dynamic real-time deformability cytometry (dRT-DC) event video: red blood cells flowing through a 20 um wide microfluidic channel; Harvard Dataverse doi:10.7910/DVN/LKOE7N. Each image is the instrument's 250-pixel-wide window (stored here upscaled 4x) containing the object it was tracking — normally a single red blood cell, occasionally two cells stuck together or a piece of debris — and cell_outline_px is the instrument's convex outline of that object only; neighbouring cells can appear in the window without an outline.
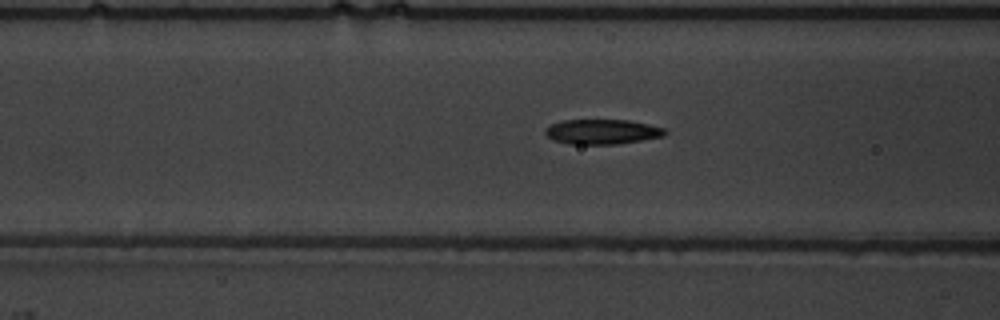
{"species": "common noctule bat (a hibernating species)", "species_latin": "Nyctalus noctula", "temperature_condition": "warm", "stored_images_in_passage": 33, "camera_frame_rate_fps": 3000, "um_per_image_px": 0.085, "animal": {"sex": "male", "body_mass_g": 19.5, "forearm_length_mm": 54.6}, "frame": {"image": 1, "passage_image": 8, "time_ms": 2.333, "image_size_px": [1000, 320], "cell_outline_px": [[668, 132], [664, 136], [616, 144], [568, 144], [552, 140], [544, 132], [544, 128], [552, 124], [564, 120], [628, 120], [648, 124], [664, 128]], "centroid_in_image_um": [51.16, 11.2], "position_along_channel_um": 115.4, "area_um2": 17.34}}
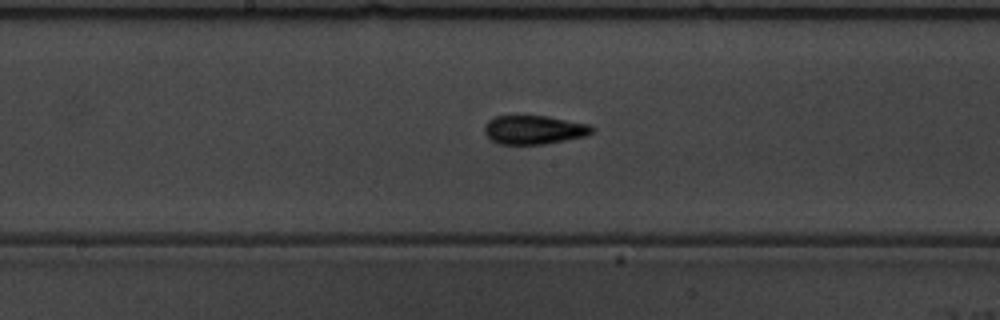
{"frame": {"image": 2, "passage_image": 15, "time_ms": 4.667, "image_size_px": [1000, 320], "cell_outline_px": [[592, 132], [584, 136], [544, 144], [500, 144], [492, 140], [484, 132], [484, 124], [488, 120], [496, 116], [548, 116], [588, 124], [592, 128]], "centroid_in_image_um": [45.34, 11.03], "position_along_channel_um": 202.9, "area_um2": 17.8}}
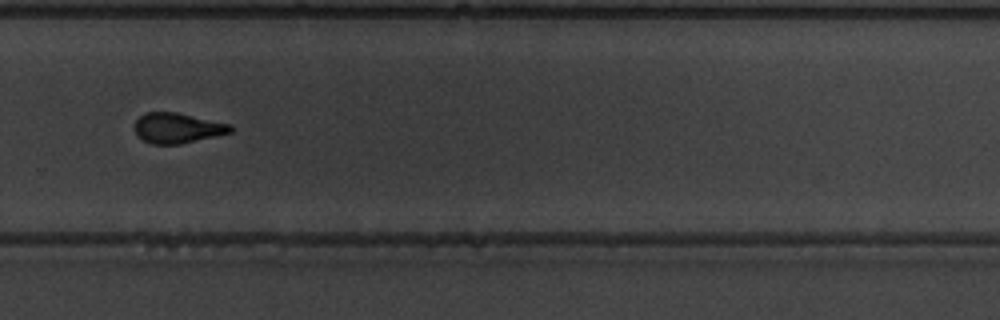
{"frame": {"image": 3, "passage_image": 24, "time_ms": 7.667, "image_size_px": [1000, 320], "cell_outline_px": [[232, 132], [216, 136], [180, 144], [152, 144], [136, 136], [132, 128], [136, 120], [144, 112], [176, 112], [232, 124]], "centroid_in_image_um": [15.04, 10.88], "position_along_channel_um": 314.8, "area_um2": 17.11}, "authors_computed_cell_mechanics": {"area_um2": 17.8024, "velocity_mm_per_s": 3.7449, "shape_relaxation_time_tau1_ms": 4.3303, "shape_relaxation_time_tau2_ms": 2.0621, "deformation_change_tau1": 0.1693, "deformation_change_tau2": 0.1062}}